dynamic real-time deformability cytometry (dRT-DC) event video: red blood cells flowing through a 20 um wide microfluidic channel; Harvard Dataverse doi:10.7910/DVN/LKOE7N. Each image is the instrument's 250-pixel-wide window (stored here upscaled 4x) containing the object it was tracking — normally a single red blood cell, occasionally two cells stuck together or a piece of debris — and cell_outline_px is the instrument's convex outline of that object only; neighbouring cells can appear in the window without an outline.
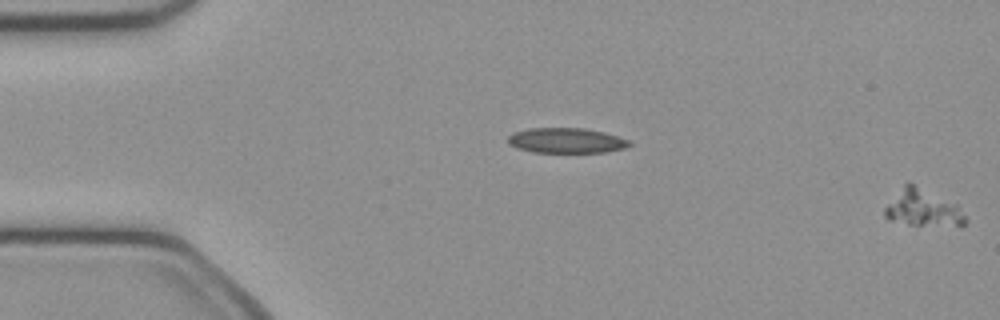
{"species": "common noctule bat (a hibernating species)", "species_latin": "Nyctalus noctula", "temperature_condition": "cold", "stored_images_in_passage": 11, "segment_of_instrument_passage": [2, 2], "camera_frame_rate_fps": 3000, "um_per_image_px": 0.085, "animal": {"sex": "female", "body_mass_g": 21.9}, "frame": {"image": 1, "passage_image": 11, "time_ms": 3.333, "image_size_px": [1000, 320], "cell_outline_px": [[968, 220], [960, 228], [908, 224], [888, 220], [884, 216], [884, 208], [904, 184], [908, 180], [956, 204]], "centroid_in_image_um": [78.47, 17.71], "position_along_channel_um": 6.5, "area_um2": 17.69}}